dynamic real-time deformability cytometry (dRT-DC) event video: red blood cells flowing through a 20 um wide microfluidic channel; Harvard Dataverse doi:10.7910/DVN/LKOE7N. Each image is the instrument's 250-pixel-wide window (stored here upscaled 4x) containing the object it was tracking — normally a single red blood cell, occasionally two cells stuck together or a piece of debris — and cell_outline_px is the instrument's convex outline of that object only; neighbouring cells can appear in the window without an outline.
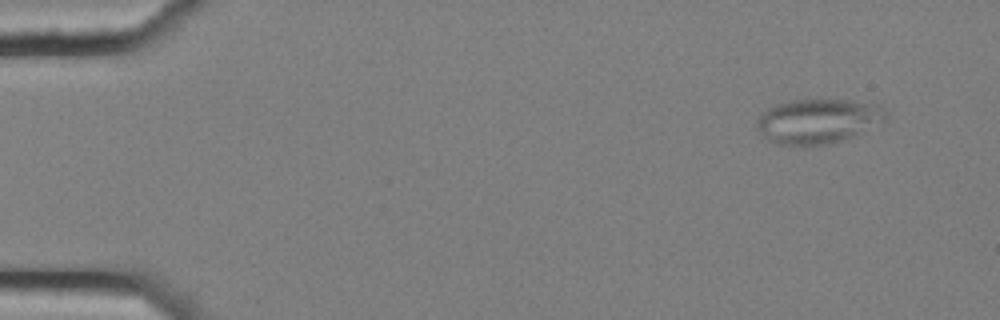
{"species": "common noctule bat (a hibernating species)", "species_latin": "Nyctalus noctula", "temperature_condition": "cold", "stored_images_in_passage": 5, "camera_frame_rate_fps": 3000, "um_per_image_px": 0.085, "animal": {"sex": "female", "body_mass_g": 25.1}, "frame": {"image": 1, "passage_image": 2, "time_ms": 0.333, "image_size_px": [1000, 320], "cell_outline_px": [[888, 116], [884, 120], [852, 136], [828, 144], [776, 144], [768, 140], [756, 128], [756, 120], [760, 112], [776, 104], [792, 100], [852, 100], [880, 104], [884, 108]], "centroid_in_image_um": [69.5, 10.26], "position_along_channel_um": 15.5, "area_um2": 33.29}}